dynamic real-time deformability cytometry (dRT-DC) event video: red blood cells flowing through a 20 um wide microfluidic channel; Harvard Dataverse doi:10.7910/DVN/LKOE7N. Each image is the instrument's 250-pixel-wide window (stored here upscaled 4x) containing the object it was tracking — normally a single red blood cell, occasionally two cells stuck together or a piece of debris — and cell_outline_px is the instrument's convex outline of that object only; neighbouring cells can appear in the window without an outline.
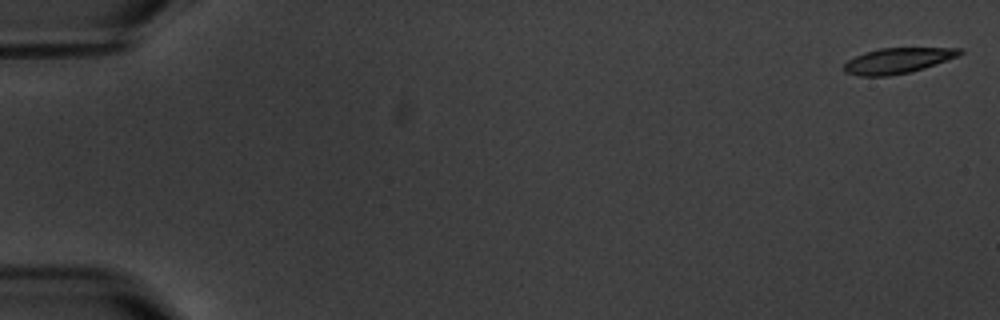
{"species": "common noctule bat (a hibernating species)", "species_latin": "Nyctalus noctula", "temperature_condition": "warm", "stored_images_in_passage": 6, "camera_frame_rate_fps": 3000, "um_per_image_px": 0.085, "animal": {"sex": "male", "body_mass_g": 20.1, "forearm_length_mm": 53.5}, "frame": {"image": 1, "passage_image": 1, "time_ms": 0.0, "image_size_px": [1000, 320], "cell_outline_px": [[964, 52], [956, 56], [936, 64], [924, 68], [908, 72], [888, 76], [860, 76], [844, 72], [844, 64], [848, 60], [864, 52], [880, 48], [964, 48]], "centroid_in_image_um": [76.28, 5.15], "position_along_channel_um": 8.7, "area_um2": 17.05}}
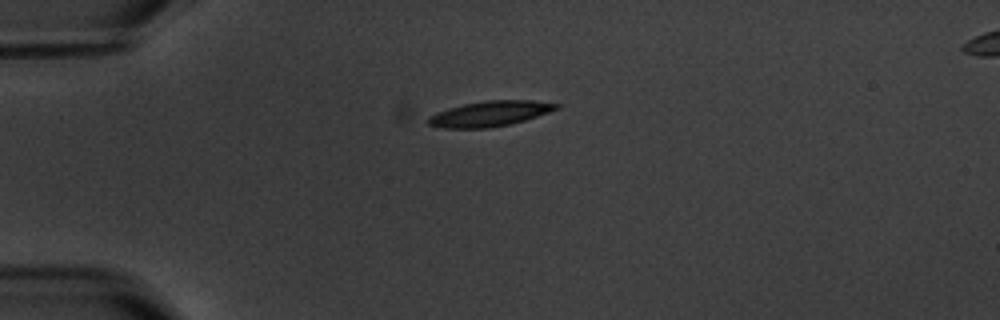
{"frame": {"image": 2, "passage_image": 5, "time_ms": 4.667, "image_size_px": [1000, 320], "cell_outline_px": [[560, 108], [524, 120], [508, 124], [488, 128], [444, 128], [428, 124], [424, 120], [428, 116], [436, 112], [448, 108], [464, 104], [484, 100], [532, 100], [560, 104]], "centroid_in_image_um": [41.59, 9.66], "position_along_channel_um": 43.4, "area_um2": 18.9}}